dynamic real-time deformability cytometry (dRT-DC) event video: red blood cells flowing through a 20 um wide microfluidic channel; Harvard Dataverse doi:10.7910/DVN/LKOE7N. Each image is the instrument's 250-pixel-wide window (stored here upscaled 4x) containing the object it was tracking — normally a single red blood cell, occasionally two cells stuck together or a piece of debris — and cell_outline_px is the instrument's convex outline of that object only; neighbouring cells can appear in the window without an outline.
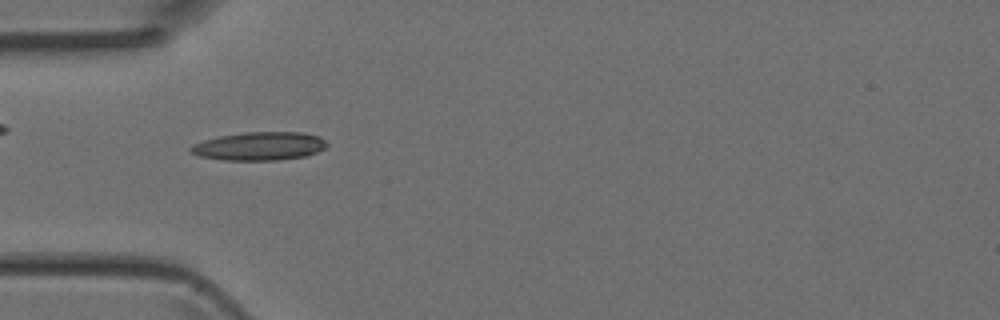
{"species": "Egyptian fruit bat (a non-hibernating species)", "species_latin": "Rousettus aegyptiacus", "temperature_condition": "room temperature", "stored_images_in_passage": 4, "camera_frame_rate_fps": 3000, "um_per_image_px": 0.085, "animal": {"sex": "female"}, "frame": {"image": 1, "passage_image": 3, "time_ms": 0.667, "image_size_px": [1000, 320], "cell_outline_px": [[328, 144], [324, 148], [316, 152], [304, 156], [276, 160], [224, 160], [200, 156], [188, 152], [188, 148], [192, 144], [204, 140], [220, 136], [244, 132], [300, 132], [320, 136]], "centroid_in_image_um": [22.01, 12.42], "position_along_channel_um": 63.0, "area_um2": 22.48}}
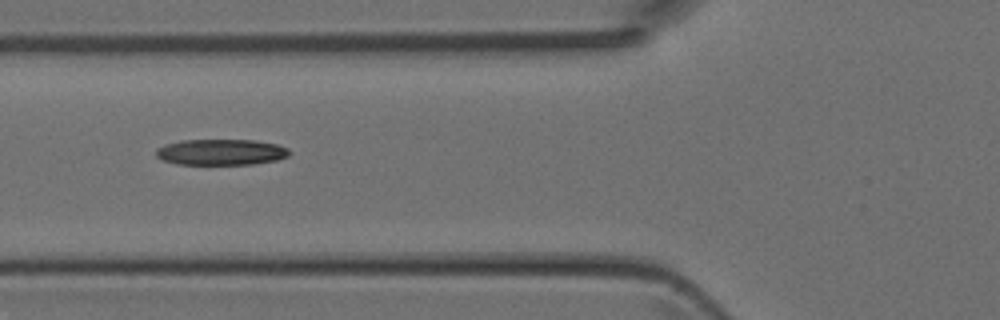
{"frame": {"image": 2, "passage_image": 4, "time_ms": 1.0, "image_size_px": [1000, 320], "cell_outline_px": [[292, 152], [288, 156], [276, 160], [252, 164], [176, 164], [164, 160], [156, 156], [156, 148], [164, 144], [180, 140], [256, 140], [276, 144], [288, 148]], "centroid_in_image_um": [18.79, 12.92], "position_along_channel_um": 107.0, "area_um2": 20.23}}